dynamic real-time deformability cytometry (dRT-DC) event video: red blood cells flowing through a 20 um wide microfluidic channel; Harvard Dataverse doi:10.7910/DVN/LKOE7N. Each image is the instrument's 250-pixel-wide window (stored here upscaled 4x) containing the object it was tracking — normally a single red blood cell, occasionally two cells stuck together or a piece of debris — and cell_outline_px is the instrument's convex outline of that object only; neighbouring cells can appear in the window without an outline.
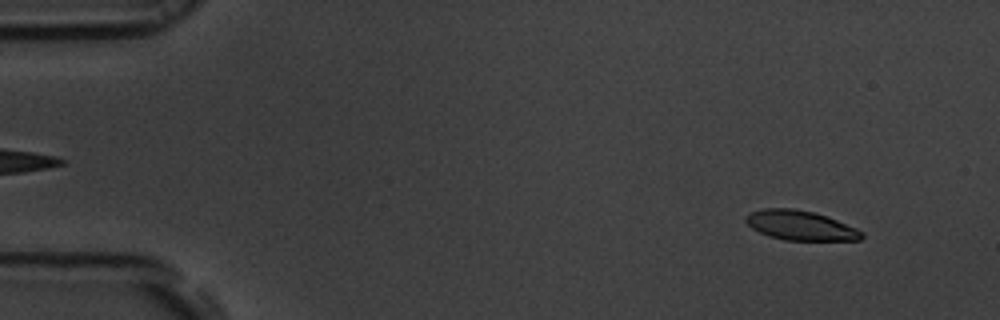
{"species": "common noctule bat (a hibernating species)", "species_latin": "Nyctalus noctula", "temperature_condition": "room temperature", "stored_images_in_passage": 43, "camera_frame_rate_fps": 3000, "um_per_image_px": 0.085, "animal": {"sex": "male", "body_mass_g": 19.5, "forearm_length_mm": 54.6}, "frame": {"image": 1, "passage_image": 5, "time_ms": 1.333, "image_size_px": [1000, 320], "cell_outline_px": [[864, 236], [860, 240], [784, 240], [768, 236], [752, 228], [744, 220], [752, 212], [764, 208], [792, 208], [812, 212], [836, 220], [856, 228], [864, 232]], "centroid_in_image_um": [68.04, 19.17], "position_along_channel_um": 17.0, "area_um2": 19.71}}
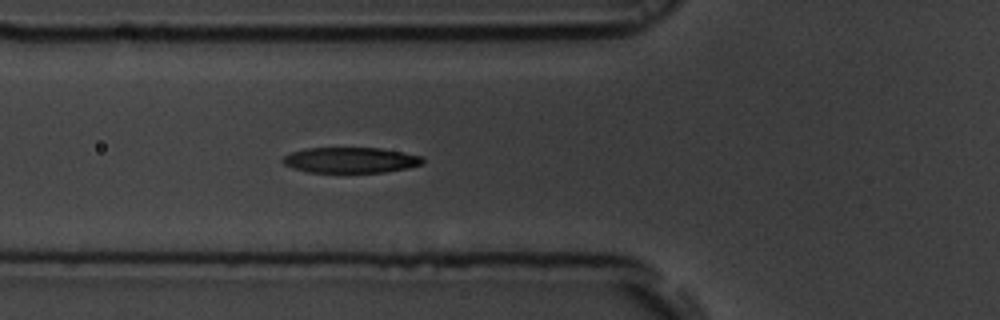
{"frame": {"image": 2, "passage_image": 20, "time_ms": 6.333, "image_size_px": [1000, 320], "cell_outline_px": [[424, 164], [408, 168], [384, 172], [308, 172], [292, 168], [284, 164], [280, 160], [284, 156], [292, 152], [304, 148], [380, 148], [404, 152], [420, 156], [424, 160]], "centroid_in_image_um": [29.79, 13.61], "position_along_channel_um": 96.0, "area_um2": 20.92}}
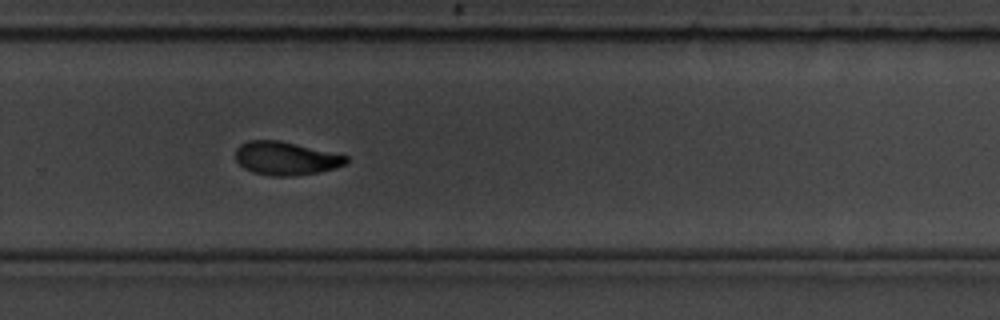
{"frame": {"image": 3, "passage_image": 37, "time_ms": 12.0, "image_size_px": [1000, 320], "cell_outline_px": [[348, 160], [344, 164], [336, 168], [316, 172], [292, 176], [272, 176], [252, 172], [244, 168], [236, 160], [236, 148], [240, 144], [248, 140], [280, 140], [348, 156]], "centroid_in_image_um": [24.26, 13.45], "position_along_channel_um": 305.5, "area_um2": 21.39}, "authors_computed_cell_mechanics": {"area_um2": 21.6172, "velocity_mm_per_s": 3.7067, "shape_relaxation_time_tau1_ms": 2.7252, "shape_relaxation_time_tau2_ms": 2.3637, "deformation_change_tau1": 0.1607, "deformation_change_tau2": 0.0759}}